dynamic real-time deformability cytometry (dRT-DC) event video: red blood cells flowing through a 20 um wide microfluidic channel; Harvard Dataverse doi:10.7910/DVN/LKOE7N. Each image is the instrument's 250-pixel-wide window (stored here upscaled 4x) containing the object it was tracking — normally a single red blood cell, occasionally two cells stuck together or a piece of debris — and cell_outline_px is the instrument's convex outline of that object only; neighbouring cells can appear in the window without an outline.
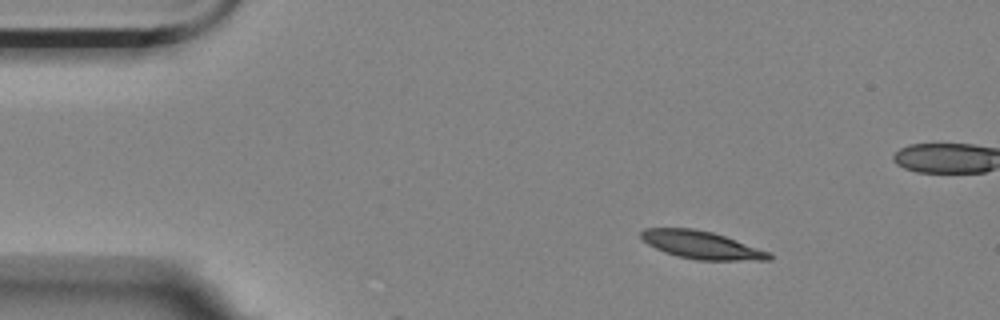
{"species": "Egyptian fruit bat (a non-hibernating species)", "species_latin": "Rousettus aegyptiacus", "temperature_condition": "room temperature", "stored_images_in_passage": 4, "camera_frame_rate_fps": 3000, "um_per_image_px": 0.085, "animal": {"sex": "female"}, "frame": {"image": 1, "passage_image": 1, "time_ms": 0.0, "image_size_px": [1000, 320], "cell_outline_px": [[772, 260], [696, 260], [676, 256], [664, 252], [648, 244], [640, 236], [640, 232], [644, 228], [692, 228], [712, 232], [724, 236], [768, 252], [772, 256]], "centroid_in_image_um": [59.58, 20.82], "position_along_channel_um": 25.4, "area_um2": 20.46}}